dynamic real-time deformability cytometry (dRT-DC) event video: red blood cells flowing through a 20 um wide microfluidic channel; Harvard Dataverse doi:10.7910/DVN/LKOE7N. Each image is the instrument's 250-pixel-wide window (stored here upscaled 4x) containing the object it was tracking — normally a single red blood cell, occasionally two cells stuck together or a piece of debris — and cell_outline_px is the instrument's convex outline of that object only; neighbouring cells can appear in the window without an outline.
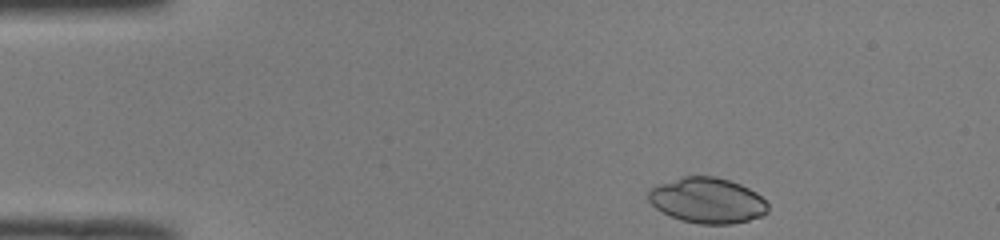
{"species": "common noctule bat (a hibernating species)", "species_latin": "Nyctalus noctula", "temperature_condition": "room temperature", "stored_images_in_passage": 9, "camera_frame_rate_fps": 3000, "um_per_image_px": 0.085, "animal": {"sex": "male", "body_mass_g": 19.0, "forearm_length_mm": 50.8}, "frame": {"image": 1, "passage_image": 1, "time_ms": 0.0, "image_size_px": [1000, 240], "cell_outline_px": [[768, 212], [760, 216], [748, 220], [732, 224], [700, 224], [680, 220], [656, 208], [648, 200], [648, 192], [652, 188], [660, 184], [680, 176], [716, 176], [740, 184], [756, 192], [768, 204]], "centroid_in_image_um": [60.13, 17.03], "position_along_channel_um": 24.9, "area_um2": 31.56}}